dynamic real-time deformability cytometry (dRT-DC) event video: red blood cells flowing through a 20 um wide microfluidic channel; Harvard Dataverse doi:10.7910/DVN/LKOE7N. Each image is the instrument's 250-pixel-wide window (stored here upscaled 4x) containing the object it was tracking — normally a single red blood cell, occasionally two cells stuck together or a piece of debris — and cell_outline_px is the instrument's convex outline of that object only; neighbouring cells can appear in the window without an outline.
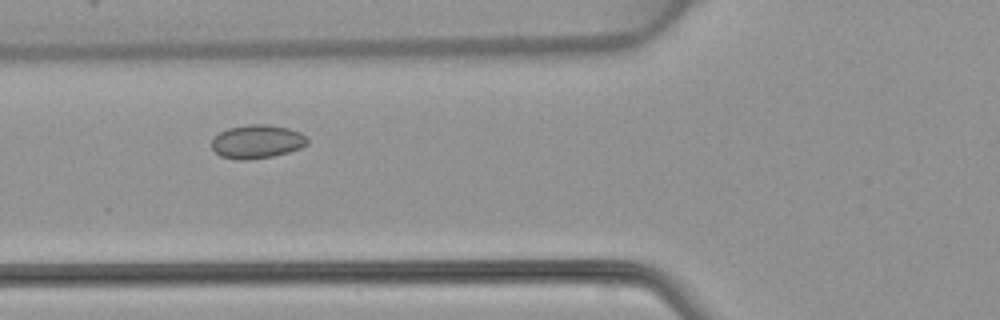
{"species": "common noctule bat (a hibernating species)", "species_latin": "Nyctalus noctula", "temperature_condition": "warm", "stored_images_in_passage": 7, "camera_frame_rate_fps": 3000, "um_per_image_px": 0.085, "animal": {"sex": "female", "body_mass_g": 22.7, "forearm_length_mm": 54.2}, "frame": {"image": 1, "passage_image": 5, "time_ms": 4.667, "image_size_px": [1000, 320], "cell_outline_px": [[308, 144], [300, 148], [288, 152], [272, 156], [248, 160], [236, 160], [220, 156], [212, 148], [212, 140], [220, 132], [228, 128], [248, 124], [264, 124], [288, 128], [300, 132], [308, 136]], "centroid_in_image_um": [21.86, 12.04], "position_along_channel_um": 103.9, "area_um2": 18.79}}
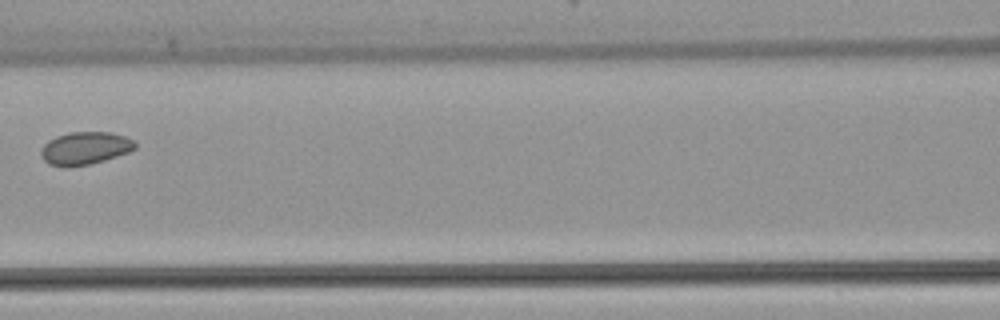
{"frame": {"image": 2, "passage_image": 6, "time_ms": 6.0, "image_size_px": [1000, 320], "cell_outline_px": [[136, 148], [128, 152], [104, 160], [88, 164], [48, 164], [40, 156], [40, 148], [48, 140], [56, 136], [68, 132], [112, 132], [124, 136], [132, 140], [136, 144]], "centroid_in_image_um": [7.22, 12.55], "position_along_channel_um": 159.4, "area_um2": 17.51}}
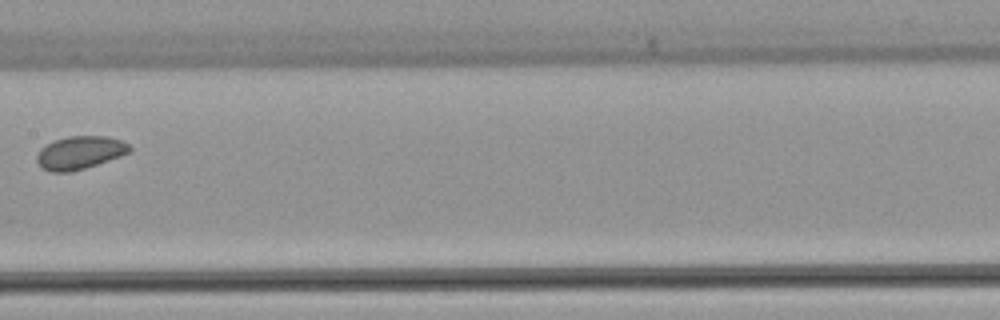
{"frame": {"image": 3, "passage_image": 7, "time_ms": 7.0, "image_size_px": [1000, 320], "cell_outline_px": [[132, 148], [128, 152], [120, 156], [72, 172], [52, 172], [40, 168], [36, 160], [36, 156], [40, 148], [56, 140], [68, 136], [108, 136], [120, 140], [128, 144]], "centroid_in_image_um": [6.75, 12.98], "position_along_channel_um": 200.7, "area_um2": 17.74}}